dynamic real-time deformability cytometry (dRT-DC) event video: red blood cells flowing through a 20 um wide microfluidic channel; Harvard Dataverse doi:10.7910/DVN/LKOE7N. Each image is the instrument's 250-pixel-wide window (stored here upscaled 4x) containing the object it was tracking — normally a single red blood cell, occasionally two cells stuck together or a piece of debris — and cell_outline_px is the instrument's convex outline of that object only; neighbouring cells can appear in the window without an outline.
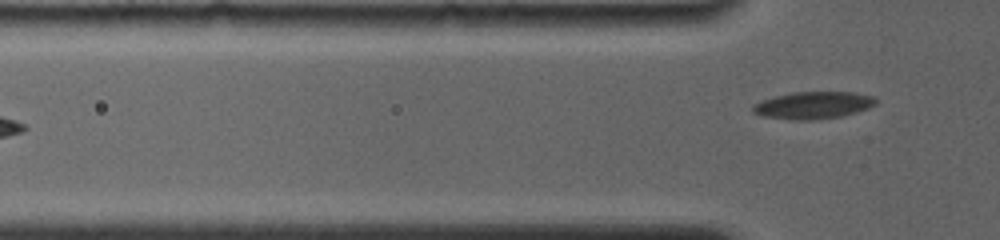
{"species": "common noctule bat (a hibernating species)", "species_latin": "Nyctalus noctula", "temperature_condition": "room temperature", "stored_images_in_passage": 17, "segment_of_instrument_passage": [2, 2], "camera_frame_rate_fps": 4000, "um_per_image_px": 0.085, "animal": {"sex": "female", "body_mass_g": 19.0, "forearm_length_mm": 56.7}, "frame": {"image": 1, "passage_image": 17, "time_ms": 6.25, "image_size_px": [1000, 240], "cell_outline_px": [[876, 104], [868, 108], [856, 112], [840, 116], [812, 120], [792, 120], [760, 116], [752, 112], [752, 104], [760, 100], [772, 96], [792, 92], [852, 92], [876, 96]], "centroid_in_image_um": [69.06, 8.94], "position_along_channel_um": 56.7, "area_um2": 19.77}}